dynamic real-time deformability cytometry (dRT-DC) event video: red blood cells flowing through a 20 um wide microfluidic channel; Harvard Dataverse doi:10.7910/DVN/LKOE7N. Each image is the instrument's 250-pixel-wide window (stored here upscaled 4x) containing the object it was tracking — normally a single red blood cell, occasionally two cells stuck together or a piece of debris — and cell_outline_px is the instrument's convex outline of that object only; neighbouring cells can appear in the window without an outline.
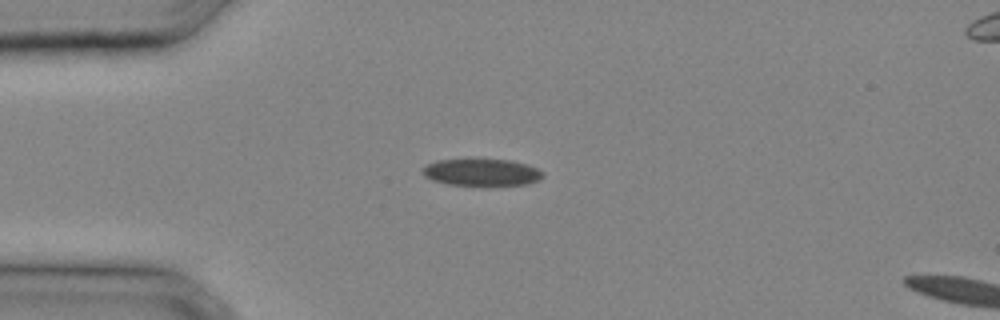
{"species": "common noctule bat (a hibernating species)", "species_latin": "Nyctalus noctula", "temperature_condition": "cold", "stored_images_in_passage": 9, "camera_frame_rate_fps": 3000, "um_per_image_px": 0.085, "animal": {"sex": "male", "body_mass_g": 20.4}, "frame": {"image": 1, "passage_image": 7, "time_ms": 2.0, "image_size_px": [1000, 320], "cell_outline_px": [[544, 176], [540, 180], [524, 184], [492, 188], [488, 188], [448, 184], [432, 180], [424, 176], [420, 172], [428, 164], [440, 160], [512, 160], [528, 164], [544, 172]], "centroid_in_image_um": [40.99, 14.7], "position_along_channel_um": 44.0, "area_um2": 19.59}}